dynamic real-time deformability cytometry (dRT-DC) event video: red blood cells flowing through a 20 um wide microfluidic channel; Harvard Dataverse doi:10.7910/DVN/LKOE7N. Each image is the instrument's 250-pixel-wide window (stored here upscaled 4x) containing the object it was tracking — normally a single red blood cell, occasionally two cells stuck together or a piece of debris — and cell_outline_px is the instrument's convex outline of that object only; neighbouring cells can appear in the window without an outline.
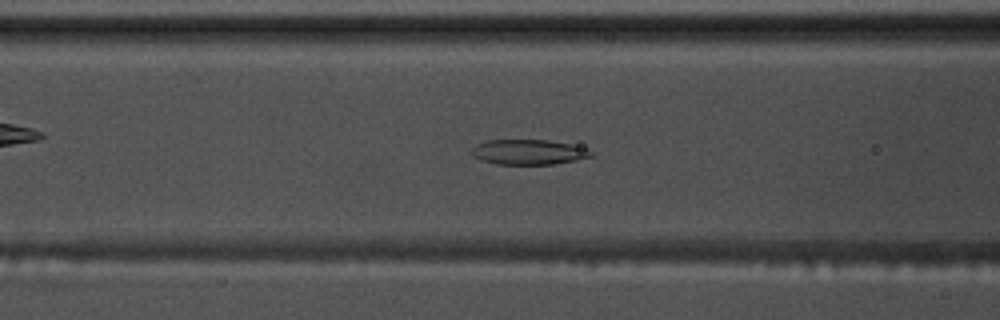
{"species": "common noctule bat (a hibernating species)", "species_latin": "Nyctalus noctula", "temperature_condition": "warm", "stored_images_in_passage": 56, "camera_frame_rate_fps": 3000, "um_per_image_px": 0.085, "animal": {"sex": "male", "body_mass_g": 17.5, "forearm_length_mm": 52.3}, "frame": {"image": 1, "passage_image": 23, "time_ms": 7.333, "image_size_px": [1000, 320], "cell_outline_px": [[596, 152], [592, 156], [576, 160], [552, 164], [496, 164], [480, 160], [472, 156], [468, 152], [476, 144], [488, 140], [548, 140], [568, 144], [584, 148]], "centroid_in_image_um": [44.87, 12.93], "position_along_channel_um": 121.7, "area_um2": 17.51}}
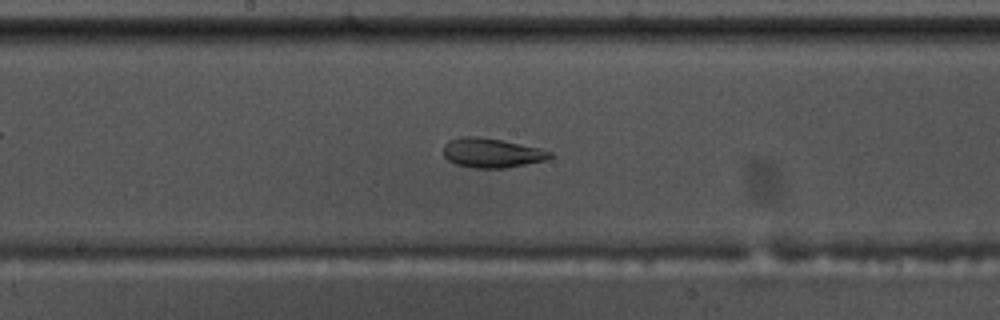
{"frame": {"image": 2, "passage_image": 30, "time_ms": 9.667, "image_size_px": [1000, 320], "cell_outline_px": [[552, 156], [544, 160], [504, 168], [472, 168], [456, 164], [448, 160], [444, 156], [444, 144], [448, 140], [464, 136], [476, 136], [500, 140], [540, 148], [552, 152]], "centroid_in_image_um": [41.75, 12.99], "position_along_channel_um": 206.4, "area_um2": 18.09}}
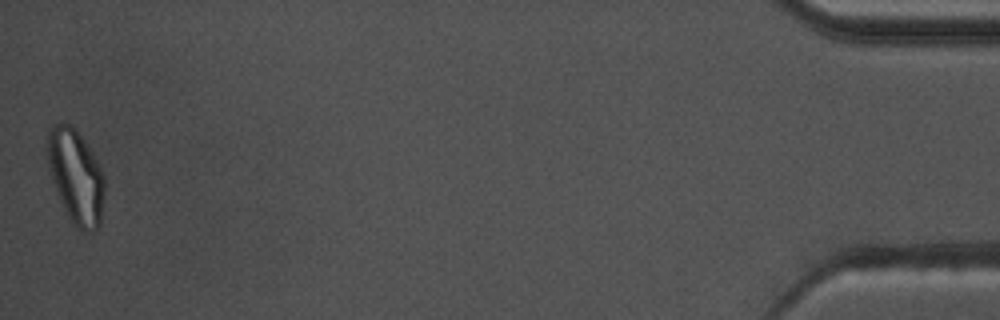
{"frame": {"image": 3, "passage_image": 56, "time_ms": 18.333, "image_size_px": [1000, 320], "cell_outline_px": [[104, 192], [100, 224], [92, 232], [84, 232], [76, 228], [72, 224], [60, 200], [52, 176], [48, 160], [48, 128], [52, 124], [60, 120], [68, 124], [80, 136], [96, 160], [104, 176]], "centroid_in_image_um": [6.45, 15.02], "position_along_channel_um": 428.8, "area_um2": 30.69}, "authors_computed_cell_mechanics": {"area_um2": 22.0796, "velocity_mm_per_s": 3.6373, "shape_relaxation_time_tau1_ms": null, "shape_relaxation_time_tau2_ms": 2.763, "deformation_change_tau1": null, "deformation_change_tau2": 0.1064}}